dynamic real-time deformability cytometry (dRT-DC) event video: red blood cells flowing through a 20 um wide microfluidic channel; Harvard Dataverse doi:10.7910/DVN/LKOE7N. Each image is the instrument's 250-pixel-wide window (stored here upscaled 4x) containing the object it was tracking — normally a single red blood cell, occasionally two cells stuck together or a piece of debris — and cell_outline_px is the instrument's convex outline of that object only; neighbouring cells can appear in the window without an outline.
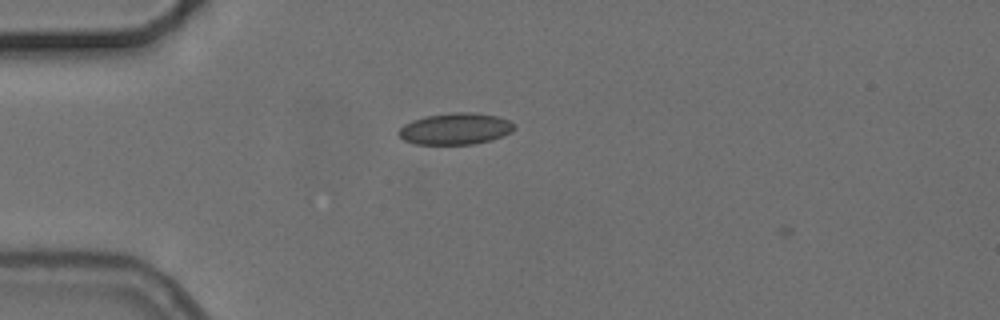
{"species": "common noctule bat (a hibernating species)", "species_latin": "Nyctalus noctula", "temperature_condition": "cold", "stored_images_in_passage": 3, "camera_frame_rate_fps": 3000, "um_per_image_px": 0.085, "animal": {"sex": "female", "body_mass_g": 24.6, "forearm_length_mm": 56.2}, "frame": {"image": 1, "passage_image": 2, "time_ms": 1.333, "image_size_px": [1000, 320], "cell_outline_px": [[516, 128], [512, 132], [492, 140], [476, 144], [416, 144], [404, 140], [396, 132], [404, 124], [412, 120], [424, 116], [452, 112], [472, 112], [496, 116], [508, 120], [516, 124]], "centroid_in_image_um": [38.72, 10.94], "position_along_channel_um": 46.3, "area_um2": 21.44}}